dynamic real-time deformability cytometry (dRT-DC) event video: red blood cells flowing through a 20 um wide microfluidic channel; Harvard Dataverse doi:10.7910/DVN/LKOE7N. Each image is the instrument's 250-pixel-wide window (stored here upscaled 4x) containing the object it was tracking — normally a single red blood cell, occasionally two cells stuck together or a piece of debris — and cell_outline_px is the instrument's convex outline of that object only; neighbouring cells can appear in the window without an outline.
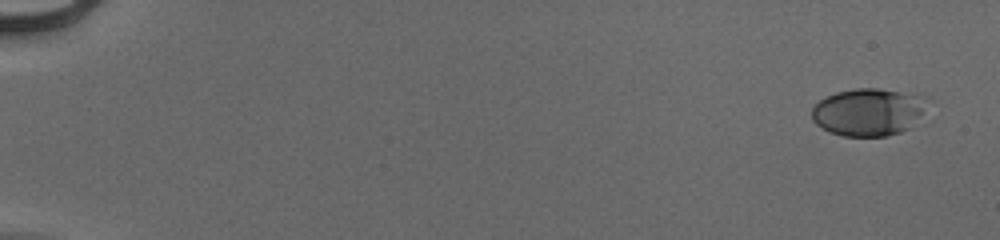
{"species": "human", "species_latin": "Homo sapiens", "temperature_condition": "cold", "stored_images_in_passage": 53, "camera_frame_rate_fps": 3000, "um_per_image_px": 0.085, "donor": {"sex": "male"}, "frame": {"image": 1, "passage_image": 1, "time_ms": 0.0, "image_size_px": [1000, 240], "cell_outline_px": [[932, 100], [912, 128], [888, 136], [844, 136], [832, 132], [816, 124], [812, 120], [812, 108], [820, 100], [836, 92], [856, 88], [876, 88], [928, 96]], "centroid_in_image_um": [73.9, 9.51], "position_along_channel_um": 11.1, "area_um2": 32.31}}
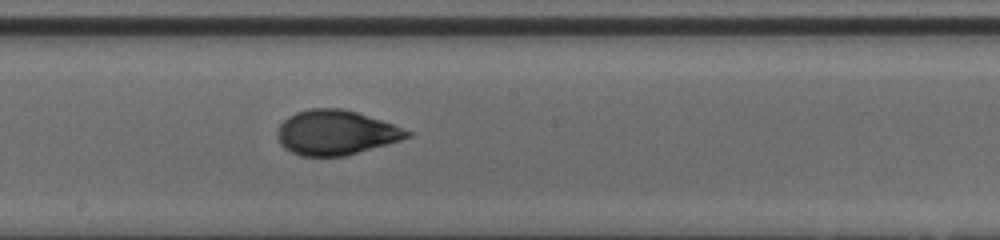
{"frame": {"image": 2, "passage_image": 31, "time_ms": 10.0, "image_size_px": [1000, 240], "cell_outline_px": [[412, 136], [400, 140], [344, 156], [300, 156], [284, 148], [280, 144], [276, 136], [276, 132], [280, 124], [288, 116], [296, 112], [308, 108], [340, 108], [356, 112], [392, 124], [412, 132]], "centroid_in_image_um": [28.49, 11.27], "position_along_channel_um": 219.7, "area_um2": 33.64}}
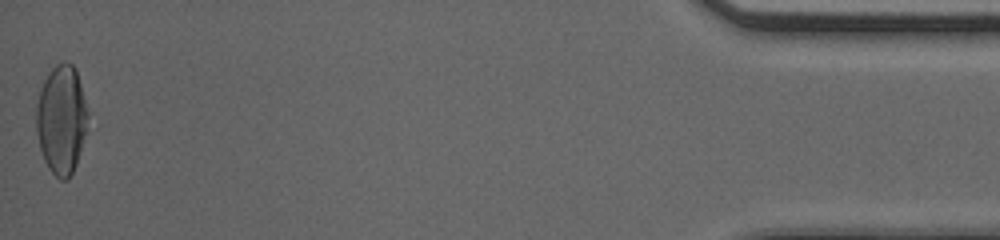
{"frame": {"image": 3, "passage_image": 53, "time_ms": 17.333, "image_size_px": [1000, 240], "cell_outline_px": [[88, 116], [76, 164], [68, 180], [60, 180], [48, 168], [44, 160], [40, 148], [36, 132], [36, 104], [40, 88], [48, 72], [56, 64], [64, 60], [68, 60], [76, 68], [88, 112]], "centroid_in_image_um": [5.19, 10.11], "position_along_channel_um": 430.0, "area_um2": 32.66}, "authors_computed_cell_mechanics": {"area_um2": 32.3102, "velocity_mm_per_s": 3.9607, "shape_relaxation_time_tau1_ms": 4.2703, "shape_relaxation_time_tau2_ms": 0.9279, "deformation_change_tau1": 0.1814, "deformation_change_tau2": 0.0553}}